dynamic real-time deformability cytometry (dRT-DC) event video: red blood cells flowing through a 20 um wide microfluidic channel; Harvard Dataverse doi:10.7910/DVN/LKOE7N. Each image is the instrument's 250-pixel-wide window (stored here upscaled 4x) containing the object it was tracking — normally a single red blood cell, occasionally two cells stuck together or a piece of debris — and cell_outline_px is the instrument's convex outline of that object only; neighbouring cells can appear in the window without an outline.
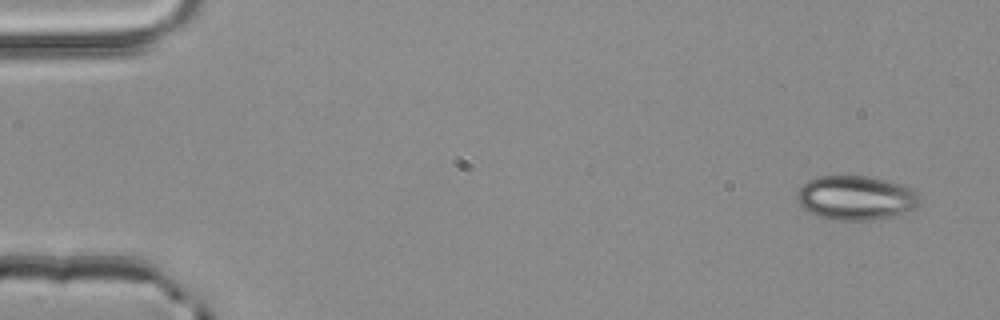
{"species": "common noctule bat (a hibernating species)", "species_latin": "Nyctalus noctula", "temperature_condition": "room temperature", "stored_images_in_passage": 50, "camera_frame_rate_fps": 3000, "um_per_image_px": 0.085, "animal": {"sex": "male", "body_mass_g": 20.4}, "frame": {"image": 1, "passage_image": 1, "time_ms": 0.0, "image_size_px": [1000, 320], "cell_outline_px": [[920, 204], [916, 208], [904, 212], [872, 220], [836, 220], [816, 216], [808, 212], [796, 200], [796, 192], [808, 180], [820, 176], [868, 176], [888, 180], [900, 184], [916, 192]], "centroid_in_image_um": [72.7, 16.81], "position_along_channel_um": 12.3, "area_um2": 31.5}}
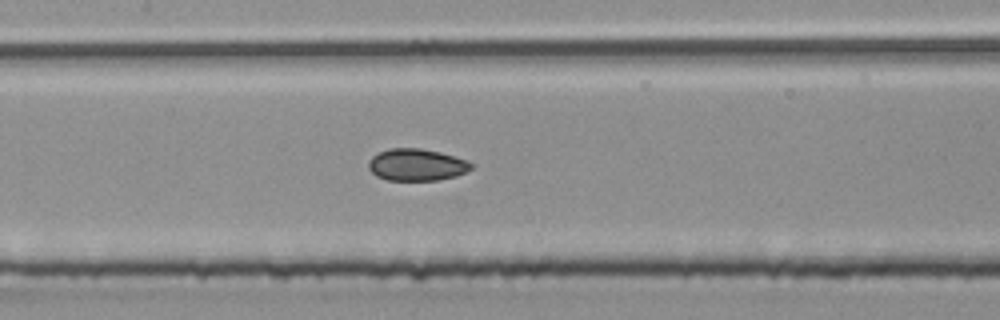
{"frame": {"image": 2, "passage_image": 23, "time_ms": 7.333, "image_size_px": [1000, 320], "cell_outline_px": [[472, 168], [468, 172], [456, 176], [436, 180], [388, 180], [376, 176], [368, 168], [368, 160], [372, 156], [388, 148], [420, 148], [440, 152], [464, 160], [472, 164]], "centroid_in_image_um": [35.38, 14.01], "position_along_channel_um": 172.0, "area_um2": 19.07}}
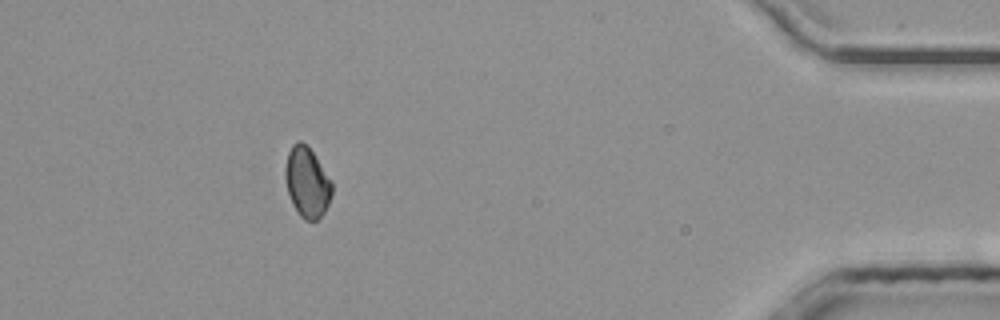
{"frame": {"image": 3, "passage_image": 45, "time_ms": 14.667, "image_size_px": [1000, 320], "cell_outline_px": [[332, 196], [324, 212], [316, 220], [304, 220], [300, 216], [288, 192], [284, 176], [284, 168], [288, 152], [292, 144], [300, 140], [312, 152], [332, 180]], "centroid_in_image_um": [26.1, 15.48], "position_along_channel_um": 409.1, "area_um2": 18.9}, "authors_computed_cell_mechanics": {"area_um2": 19.5653, "velocity_mm_per_s": 4.0175, "shape_relaxation_time_tau1_ms": 5.0091, "shape_relaxation_time_tau2_ms": 2.0652, "deformation_change_tau1": 0.0725, "deformation_change_tau2": 0.0463}}